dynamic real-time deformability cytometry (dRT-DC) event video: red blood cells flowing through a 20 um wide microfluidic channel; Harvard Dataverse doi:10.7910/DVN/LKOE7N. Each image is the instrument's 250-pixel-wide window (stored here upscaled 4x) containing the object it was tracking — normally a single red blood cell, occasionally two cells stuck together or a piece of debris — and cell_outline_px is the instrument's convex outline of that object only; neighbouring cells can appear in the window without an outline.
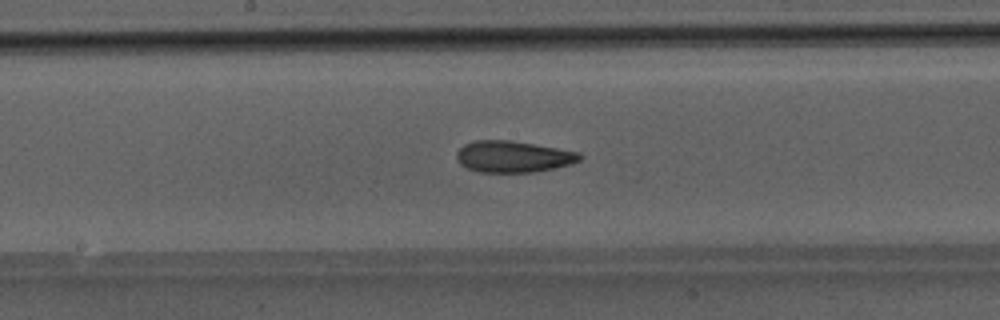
{"species": "Egyptian fruit bat (a non-hibernating species)", "species_latin": "Rousettus aegyptiacus", "temperature_condition": "room temperature", "stored_images_in_passage": 48, "camera_frame_rate_fps": 3000, "um_per_image_px": 0.085, "animal": {"sex": "male"}, "frame": {"image": 1, "passage_image": 25, "time_ms": 8.0, "image_size_px": [1000, 320], "cell_outline_px": [[584, 156], [580, 160], [572, 164], [532, 172], [480, 172], [468, 168], [460, 164], [456, 160], [456, 152], [464, 144], [472, 140], [508, 140], [580, 152]], "centroid_in_image_um": [43.6, 13.31], "position_along_channel_um": 204.6, "area_um2": 22.54}}
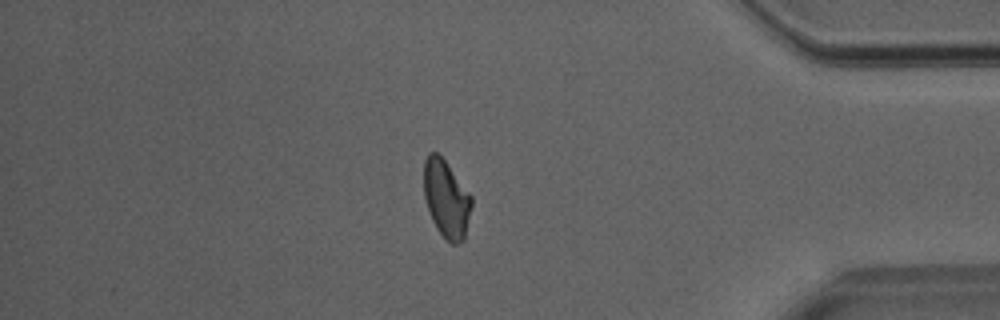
{"frame": {"image": 2, "passage_image": 41, "time_ms": 13.333, "image_size_px": [1000, 320], "cell_outline_px": [[472, 204], [464, 240], [456, 244], [452, 244], [436, 228], [432, 220], [424, 196], [424, 160], [428, 152], [436, 152], [444, 160], [472, 196]], "centroid_in_image_um": [37.93, 16.89], "position_along_channel_um": 397.3, "area_um2": 21.33}}
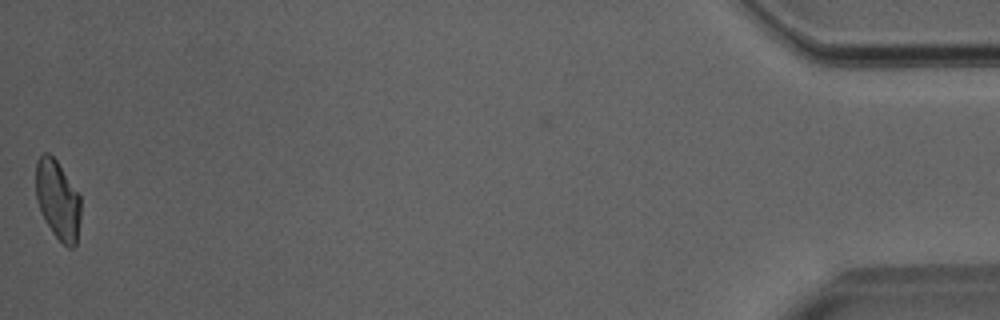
{"frame": {"image": 3, "passage_image": 48, "time_ms": 15.667, "image_size_px": [1000, 320], "cell_outline_px": [[80, 220], [76, 244], [72, 248], [68, 248], [52, 232], [36, 200], [36, 160], [44, 152], [48, 152], [56, 160], [80, 196]], "centroid_in_image_um": [4.91, 16.98], "position_along_channel_um": 430.3, "area_um2": 20.4}}